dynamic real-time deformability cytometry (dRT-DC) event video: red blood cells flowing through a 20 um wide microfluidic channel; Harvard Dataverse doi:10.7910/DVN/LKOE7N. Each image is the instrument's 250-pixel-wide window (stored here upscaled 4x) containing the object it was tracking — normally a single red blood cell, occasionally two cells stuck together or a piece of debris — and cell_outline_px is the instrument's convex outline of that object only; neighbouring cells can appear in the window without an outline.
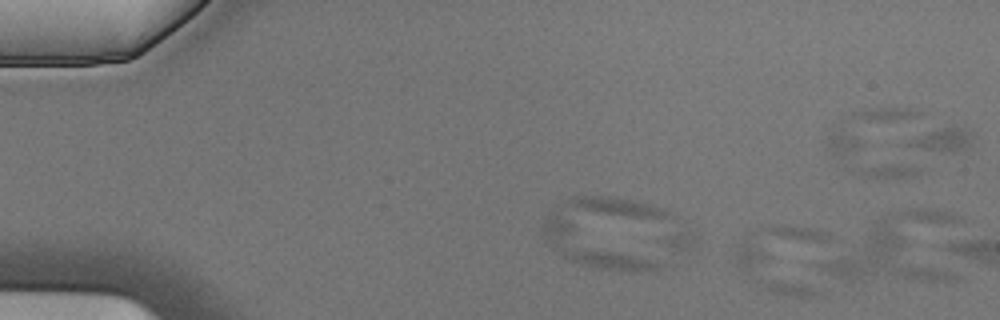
{"species": "Egyptian fruit bat (a non-hibernating species)", "species_latin": "Rousettus aegyptiacus", "temperature_condition": "cold", "stored_images_in_passage": 6, "camera_frame_rate_fps": 3000, "um_per_image_px": 0.085, "animal": {"sex": "male"}, "frame": {"image": 1, "passage_image": 1, "time_ms": 0.0, "image_size_px": [1000, 320], "cell_outline_px": [[828, 236], [820, 296], [792, 296], [772, 292], [760, 288], [736, 268], [732, 256], [732, 244], [752, 232], [768, 224], [788, 224], [812, 228], [824, 232]], "centroid_in_image_um": [66.58, 22.01], "position_along_channel_um": 18.4, "area_um2": 39.65}}